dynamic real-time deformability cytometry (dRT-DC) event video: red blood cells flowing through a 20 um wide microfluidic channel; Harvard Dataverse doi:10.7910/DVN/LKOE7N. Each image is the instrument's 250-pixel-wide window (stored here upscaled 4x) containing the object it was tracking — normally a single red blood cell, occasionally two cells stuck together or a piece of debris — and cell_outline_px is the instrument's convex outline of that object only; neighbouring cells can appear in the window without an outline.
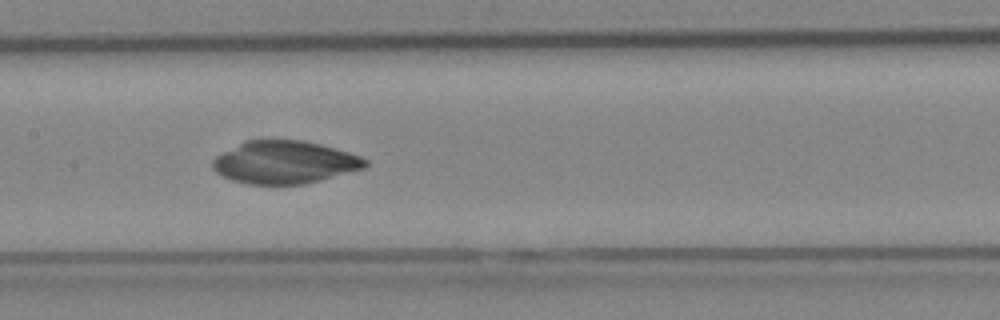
{"species": "Egyptian fruit bat (a non-hibernating species)", "species_latin": "Rousettus aegyptiacus", "temperature_condition": "cold", "stored_images_in_passage": 41, "camera_frame_rate_fps": 3000, "um_per_image_px": 0.085, "animal": {"sex": "female"}, "frame": {"image": 1, "passage_image": 21, "time_ms": 6.667, "image_size_px": [1000, 320], "cell_outline_px": [[368, 164], [364, 168], [320, 180], [304, 184], [248, 184], [232, 180], [216, 172], [212, 168], [212, 160], [216, 156], [244, 140], [300, 140], [320, 144], [348, 152], [360, 156], [368, 160]], "centroid_in_image_um": [24.17, 13.79], "position_along_channel_um": 183.2, "area_um2": 37.8}}
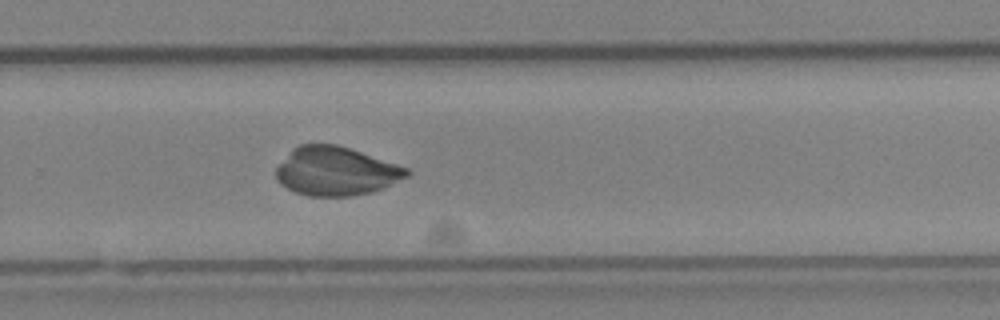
{"frame": {"image": 2, "passage_image": 30, "time_ms": 9.667, "image_size_px": [1000, 320], "cell_outline_px": [[412, 172], [408, 176], [384, 188], [372, 192], [352, 196], [308, 196], [296, 192], [280, 184], [276, 180], [276, 168], [292, 148], [300, 144], [336, 144], [408, 168]], "centroid_in_image_um": [28.54, 14.56], "position_along_channel_um": 301.3, "area_um2": 36.99}}
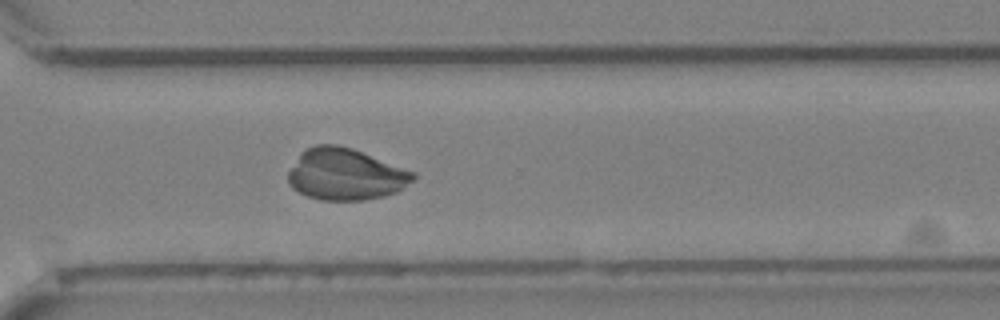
{"frame": {"image": 3, "passage_image": 33, "time_ms": 10.667, "image_size_px": [1000, 320], "cell_outline_px": [[416, 180], [396, 192], [384, 196], [364, 200], [320, 200], [308, 196], [292, 188], [288, 184], [288, 172], [300, 152], [304, 148], [316, 144], [336, 144], [352, 148], [416, 172]], "centroid_in_image_um": [29.37, 14.81], "position_along_channel_um": 341.2, "area_um2": 37.92}}